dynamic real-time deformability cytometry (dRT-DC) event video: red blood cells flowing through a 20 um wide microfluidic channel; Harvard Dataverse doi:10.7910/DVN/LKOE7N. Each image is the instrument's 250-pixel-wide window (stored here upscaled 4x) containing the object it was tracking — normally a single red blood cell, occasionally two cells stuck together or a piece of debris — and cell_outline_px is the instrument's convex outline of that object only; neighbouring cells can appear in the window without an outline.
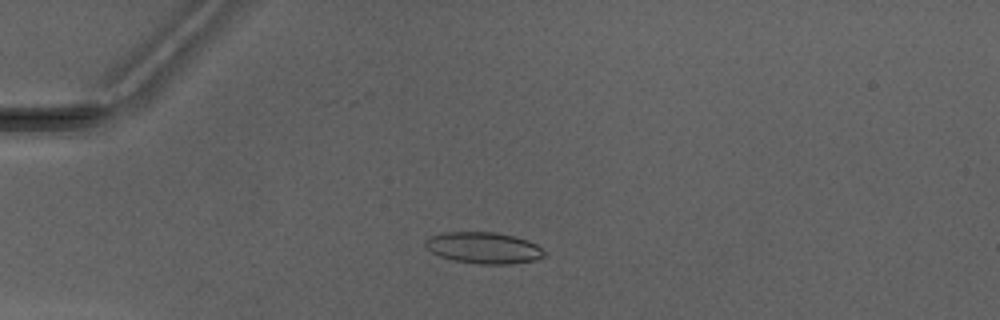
{"species": "Egyptian fruit bat (a non-hibernating species)", "species_latin": "Rousettus aegyptiacus", "temperature_condition": "warm", "stored_images_in_passage": 5, "camera_frame_rate_fps": 3000, "um_per_image_px": 0.085, "animal": {"sex": "male"}, "frame": {"image": 1, "passage_image": 3, "time_ms": 3.333, "image_size_px": [1000, 320], "cell_outline_px": [[548, 256], [536, 260], [512, 264], [480, 264], [452, 260], [440, 256], [432, 252], [424, 244], [424, 240], [432, 236], [444, 232], [496, 232], [528, 240], [544, 248], [548, 252]], "centroid_in_image_um": [41.19, 21.07], "position_along_channel_um": 43.8, "area_um2": 22.02}}
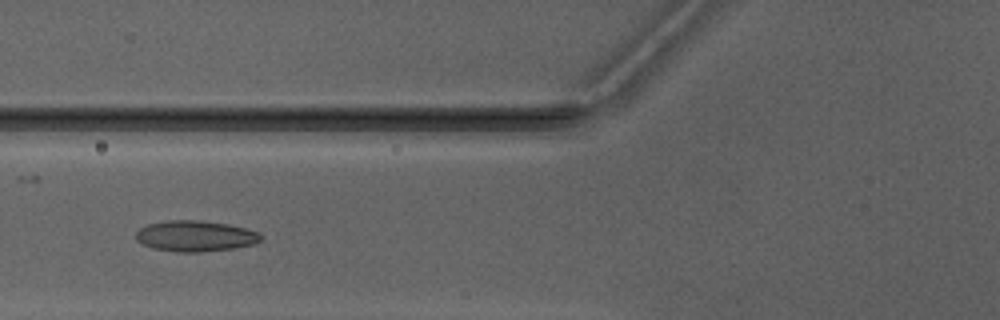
{"frame": {"image": 2, "passage_image": 5, "time_ms": 5.667, "image_size_px": [1000, 320], "cell_outline_px": [[264, 236], [260, 240], [252, 244], [232, 248], [200, 252], [176, 252], [152, 248], [136, 240], [136, 232], [140, 228], [148, 224], [168, 220], [196, 220], [228, 224], [248, 228], [260, 232]], "centroid_in_image_um": [16.62, 20.06], "position_along_channel_um": 109.2, "area_um2": 22.48}}